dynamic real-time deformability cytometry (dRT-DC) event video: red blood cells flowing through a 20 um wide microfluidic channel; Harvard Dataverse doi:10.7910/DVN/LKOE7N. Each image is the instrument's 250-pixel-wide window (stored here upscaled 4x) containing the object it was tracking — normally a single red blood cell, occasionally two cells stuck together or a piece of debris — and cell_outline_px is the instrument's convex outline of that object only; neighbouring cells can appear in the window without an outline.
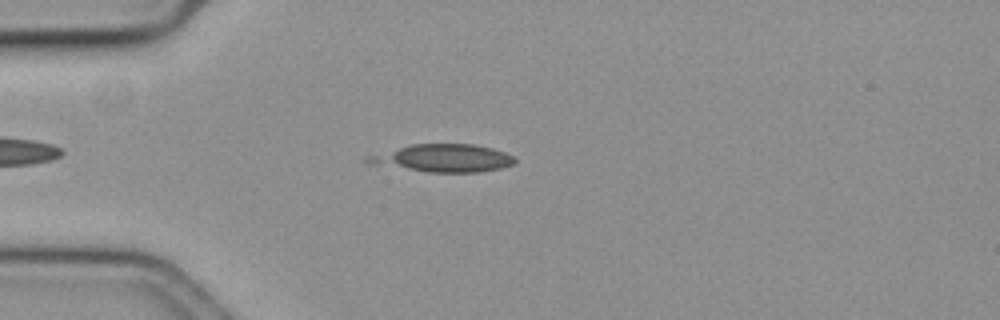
{"species": "common noctule bat (a hibernating species)", "species_latin": "Nyctalus noctula", "temperature_condition": "cold", "stored_images_in_passage": 9, "camera_frame_rate_fps": 3000, "um_per_image_px": 0.085, "animal": {"sex": "female", "body_mass_g": 19.3, "forearm_length_mm": 54.1}, "frame": {"image": 1, "passage_image": 7, "time_ms": 2.0, "image_size_px": [1000, 320], "cell_outline_px": [[516, 160], [512, 164], [500, 168], [480, 172], [428, 172], [368, 164], [364, 160], [364, 156], [412, 144], [472, 144], [492, 148], [504, 152], [512, 156]], "centroid_in_image_um": [37.59, 13.44], "position_along_channel_um": 47.4, "area_um2": 23.76}}